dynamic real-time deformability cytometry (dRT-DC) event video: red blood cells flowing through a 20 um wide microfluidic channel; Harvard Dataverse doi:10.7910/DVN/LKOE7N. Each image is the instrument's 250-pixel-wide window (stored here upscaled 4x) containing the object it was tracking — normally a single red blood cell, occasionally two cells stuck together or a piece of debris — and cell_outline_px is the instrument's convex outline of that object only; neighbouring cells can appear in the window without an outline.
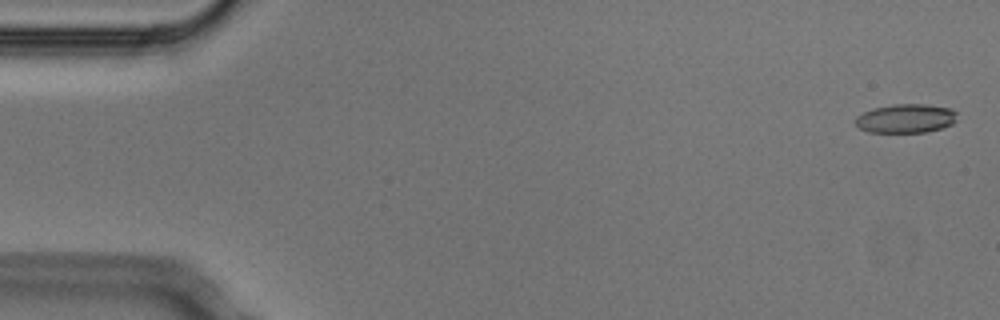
{"species": "Egyptian fruit bat (a non-hibernating species)", "species_latin": "Rousettus aegyptiacus", "temperature_condition": "cold", "stored_images_in_passage": 4, "camera_frame_rate_fps": 3000, "um_per_image_px": 0.085, "animal": {"sex": "male"}, "frame": {"image": 1, "passage_image": 1, "time_ms": 0.0, "image_size_px": [1000, 320], "cell_outline_px": [[956, 120], [952, 124], [940, 128], [924, 132], [868, 132], [860, 128], [856, 124], [856, 116], [872, 108], [892, 104], [928, 104], [948, 108], [956, 112]], "centroid_in_image_um": [76.98, 10.06], "position_along_channel_um": 8.0, "area_um2": 17.05}}
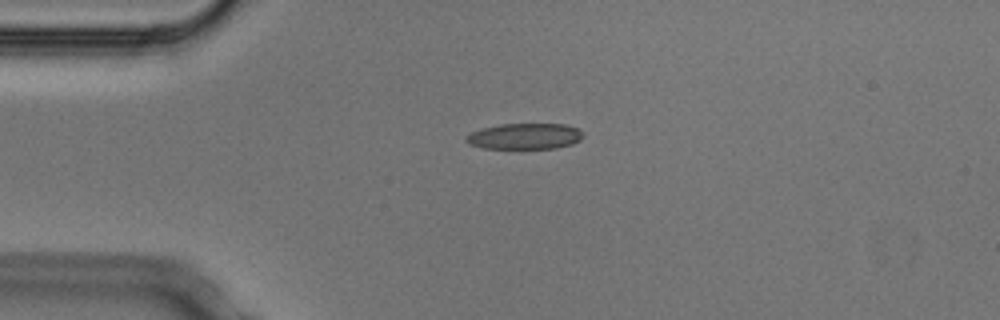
{"frame": {"image": 2, "passage_image": 3, "time_ms": 0.667, "image_size_px": [1000, 320], "cell_outline_px": [[584, 136], [580, 140], [572, 144], [556, 148], [484, 148], [468, 144], [464, 140], [464, 136], [472, 132], [484, 128], [500, 124], [564, 124], [580, 128], [584, 132]], "centroid_in_image_um": [44.64, 11.58], "position_along_channel_um": 40.4, "area_um2": 17.8}}